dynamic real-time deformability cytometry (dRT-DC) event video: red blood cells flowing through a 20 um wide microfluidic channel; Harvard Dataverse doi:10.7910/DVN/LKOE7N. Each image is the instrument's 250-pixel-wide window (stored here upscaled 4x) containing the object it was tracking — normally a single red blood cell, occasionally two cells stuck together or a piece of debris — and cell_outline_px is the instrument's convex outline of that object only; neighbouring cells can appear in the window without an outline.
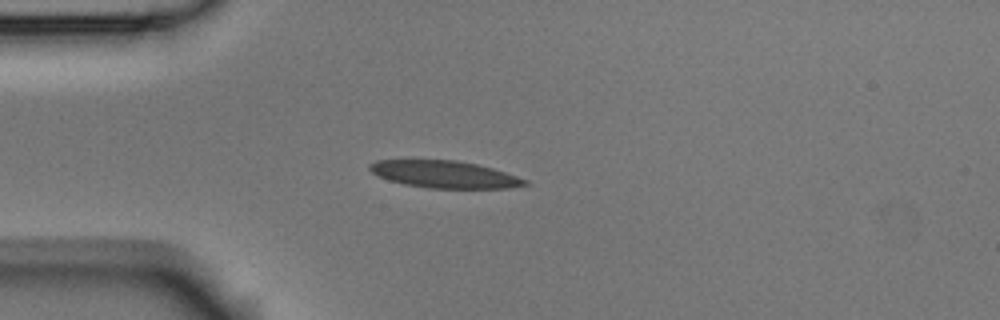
{"species": "Egyptian fruit bat (a non-hibernating species)", "species_latin": "Rousettus aegyptiacus", "temperature_condition": "room temperature", "stored_images_in_passage": 40, "camera_frame_rate_fps": 3000, "um_per_image_px": 0.085, "animal": {"sex": "male"}, "frame": {"image": 1, "passage_image": 1, "time_ms": 0.0, "image_size_px": [1000, 320], "cell_outline_px": [[532, 184], [508, 188], [428, 188], [404, 184], [388, 180], [372, 172], [368, 168], [368, 164], [376, 160], [456, 160], [476, 164], [492, 168], [528, 180]], "centroid_in_image_um": [37.79, 14.82], "position_along_channel_um": 47.2, "area_um2": 24.51}}
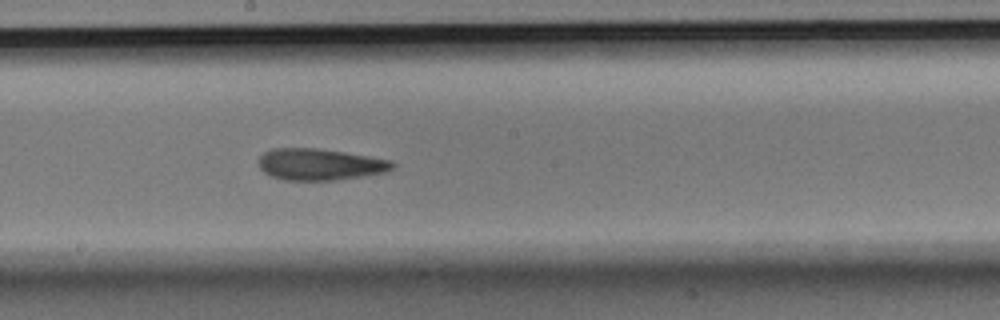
{"frame": {"image": 2, "passage_image": 16, "time_ms": 5.0, "image_size_px": [1000, 320], "cell_outline_px": [[396, 164], [392, 168], [384, 172], [336, 180], [284, 180], [272, 176], [264, 172], [260, 168], [256, 160], [264, 152], [272, 148], [316, 148], [344, 152], [392, 160]], "centroid_in_image_um": [27.14, 13.96], "position_along_channel_um": 221.1, "area_um2": 24.57}}
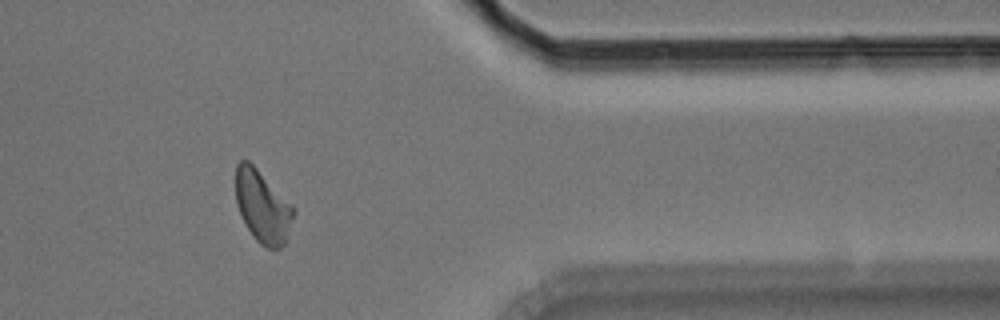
{"frame": {"image": 3, "passage_image": 31, "time_ms": 10.0, "image_size_px": [1000, 320], "cell_outline_px": [[296, 212], [284, 244], [280, 248], [268, 248], [260, 244], [256, 240], [248, 228], [236, 204], [236, 164], [240, 160], [248, 160], [296, 208]], "centroid_in_image_um": [22.34, 17.55], "position_along_channel_um": 389.1, "area_um2": 24.1}, "authors_computed_cell_mechanics": {"area_um2": 24.2182, "velocity_mm_per_s": 3.7501, "shape_relaxation_time_tau1_ms": 9.239, "shape_relaxation_time_tau2_ms": 2.7816, "deformation_change_tau1": 0.196, "deformation_change_tau2": 0.0829}}